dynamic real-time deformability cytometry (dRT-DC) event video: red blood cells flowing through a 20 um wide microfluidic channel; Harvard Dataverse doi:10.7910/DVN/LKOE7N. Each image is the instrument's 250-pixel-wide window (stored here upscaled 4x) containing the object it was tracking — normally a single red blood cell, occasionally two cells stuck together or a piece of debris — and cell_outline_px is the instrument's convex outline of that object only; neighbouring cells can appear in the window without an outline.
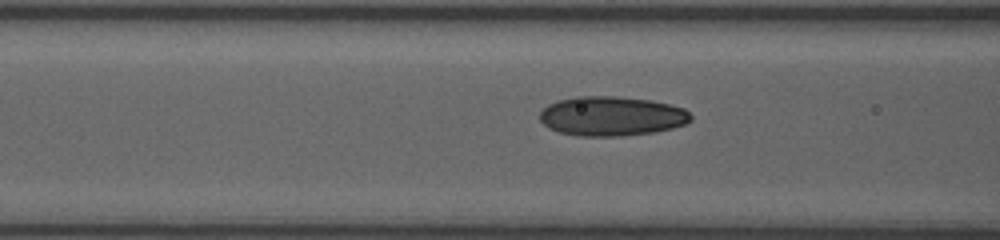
{"species": "human", "species_latin": "Homo sapiens", "temperature_condition": "room temperature", "stored_images_in_passage": 16, "segment_of_instrument_passage": [1, 2], "camera_frame_rate_fps": 3000, "um_per_image_px": 0.085, "donor": {"sex": "female"}, "frame": {"image": 1, "passage_image": 12, "time_ms": 6.0, "image_size_px": [1000, 240], "cell_outline_px": [[692, 120], [684, 124], [672, 128], [652, 132], [620, 136], [580, 136], [560, 132], [548, 128], [540, 120], [540, 112], [548, 104], [556, 100], [576, 96], [616, 96], [652, 100], [684, 108], [692, 116]], "centroid_in_image_um": [51.97, 9.86], "position_along_channel_um": 114.6, "area_um2": 34.8}}
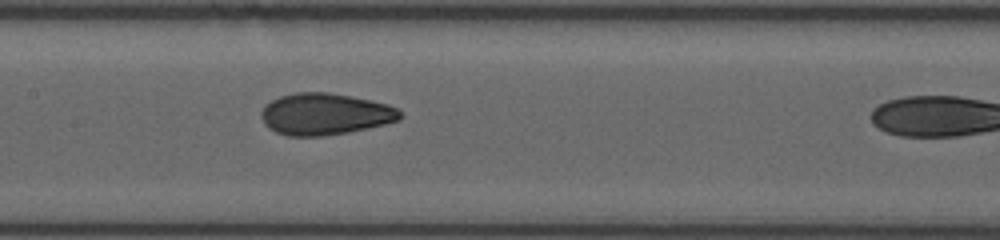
{"frame": {"image": 2, "passage_image": 15, "time_ms": 7.667, "image_size_px": [1000, 240], "cell_outline_px": [[404, 116], [400, 120], [368, 128], [348, 132], [320, 136], [288, 136], [276, 132], [268, 128], [264, 124], [260, 116], [260, 112], [272, 100], [280, 96], [296, 92], [328, 92], [352, 96], [372, 100], [388, 104], [396, 108]], "centroid_in_image_um": [27.63, 9.69], "position_along_channel_um": 179.8, "area_um2": 33.81}}